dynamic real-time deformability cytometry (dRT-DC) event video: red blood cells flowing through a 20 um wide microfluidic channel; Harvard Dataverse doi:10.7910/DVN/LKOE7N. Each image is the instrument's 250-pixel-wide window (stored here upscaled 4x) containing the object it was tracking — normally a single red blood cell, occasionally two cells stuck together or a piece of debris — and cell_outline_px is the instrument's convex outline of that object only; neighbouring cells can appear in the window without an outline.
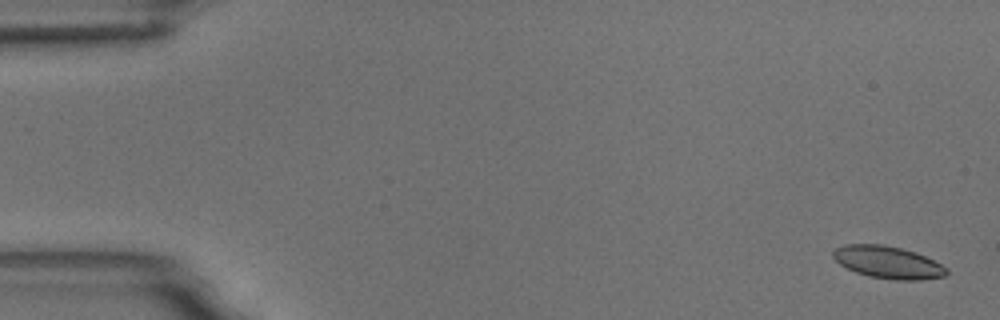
{"species": "common noctule bat (a hibernating species)", "species_latin": "Nyctalus noctula", "temperature_condition": "room temperature", "stored_images_in_passage": 4, "camera_frame_rate_fps": 3000, "um_per_image_px": 0.085, "animal": {"sex": "male", "body_mass_g": 18.8}, "frame": {"image": 1, "passage_image": 1, "time_ms": 0.0, "image_size_px": [1000, 320], "cell_outline_px": [[948, 272], [944, 276], [920, 280], [896, 280], [868, 276], [856, 272], [840, 264], [832, 256], [832, 252], [836, 248], [844, 244], [884, 244], [916, 252], [948, 268]], "centroid_in_image_um": [75.46, 22.29], "position_along_channel_um": 9.5, "area_um2": 21.27}}